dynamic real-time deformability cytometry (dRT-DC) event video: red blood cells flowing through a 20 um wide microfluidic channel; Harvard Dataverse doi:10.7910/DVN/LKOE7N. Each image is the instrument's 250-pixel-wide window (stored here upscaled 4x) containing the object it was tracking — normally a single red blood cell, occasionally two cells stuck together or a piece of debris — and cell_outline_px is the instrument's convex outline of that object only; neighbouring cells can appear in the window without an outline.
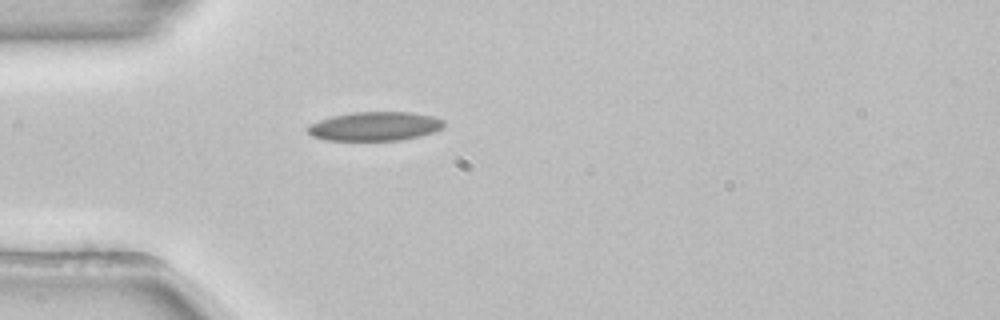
{"species": "common noctule bat (a hibernating species)", "species_latin": "Nyctalus noctula", "temperature_condition": "room temperature", "stored_images_in_passage": 31, "camera_frame_rate_fps": 3000, "um_per_image_px": 0.085, "animal": {"sex": "female", "body_mass_g": 22.7, "forearm_length_mm": 54.2}, "frame": {"image": 1, "passage_image": 1, "time_ms": 0.0, "image_size_px": [1000, 320], "cell_outline_px": [[444, 128], [420, 136], [400, 140], [324, 140], [312, 136], [308, 132], [308, 124], [332, 116], [352, 112], [412, 112], [432, 116], [444, 120]], "centroid_in_image_um": [31.87, 10.73], "position_along_channel_um": 53.1, "area_um2": 23.0}}